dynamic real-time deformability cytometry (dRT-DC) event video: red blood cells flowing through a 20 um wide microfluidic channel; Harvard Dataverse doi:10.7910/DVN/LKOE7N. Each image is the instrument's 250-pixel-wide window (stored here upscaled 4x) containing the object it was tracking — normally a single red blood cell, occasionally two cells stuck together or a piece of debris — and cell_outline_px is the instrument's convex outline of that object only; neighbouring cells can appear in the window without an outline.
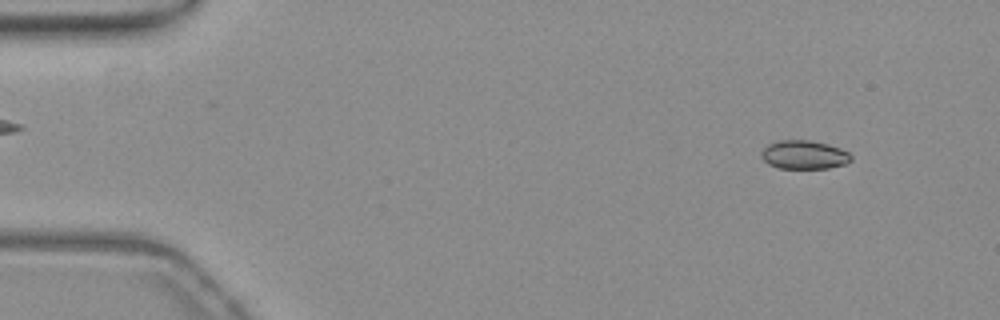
{"species": "common noctule bat (a hibernating species)", "species_latin": "Nyctalus noctula", "temperature_condition": "warm", "stored_images_in_passage": 54, "camera_frame_rate_fps": 3000, "um_per_image_px": 0.085, "animal": {"sex": "female", "body_mass_g": 19.3, "forearm_length_mm": 54.1}, "frame": {"image": 1, "passage_image": 5, "time_ms": 1.333, "image_size_px": [1000, 320], "cell_outline_px": [[852, 160], [844, 164], [828, 168], [780, 168], [768, 164], [760, 156], [760, 152], [768, 144], [776, 140], [808, 140], [828, 144], [840, 148], [848, 152], [852, 156]], "centroid_in_image_um": [68.33, 13.15], "position_along_channel_um": 16.7, "area_um2": 15.03}}
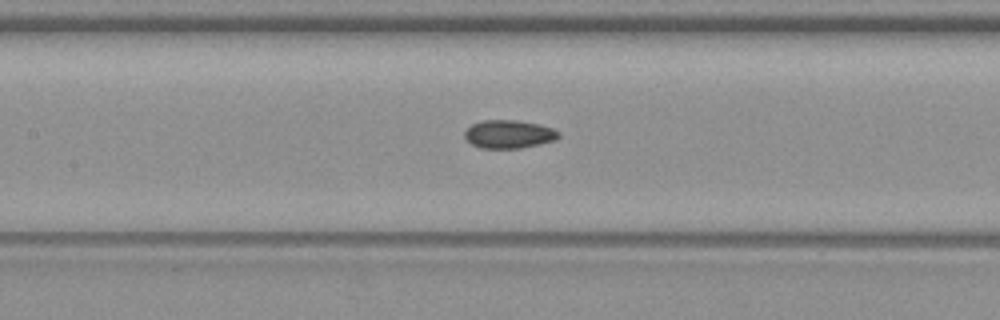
{"frame": {"image": 2, "passage_image": 25, "time_ms": 8.0, "image_size_px": [1000, 320], "cell_outline_px": [[560, 136], [556, 140], [540, 144], [520, 148], [480, 148], [472, 144], [464, 136], [464, 132], [472, 124], [484, 120], [516, 120], [540, 124], [552, 128], [560, 132]], "centroid_in_image_um": [43.28, 11.4], "position_along_channel_um": 164.1, "area_um2": 15.49}}
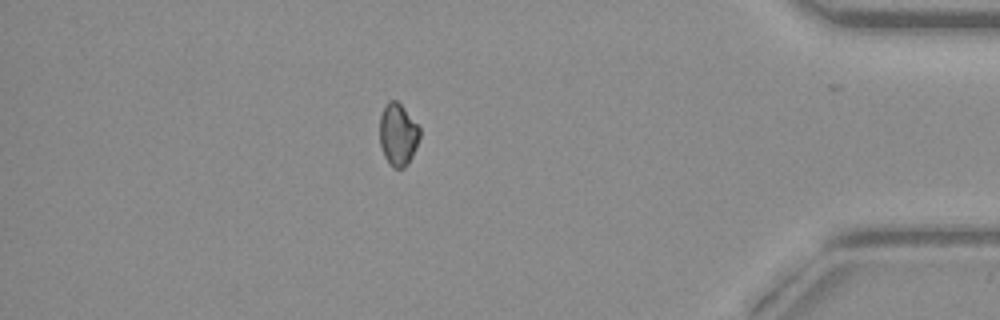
{"frame": {"image": 3, "passage_image": 47, "time_ms": 15.333, "image_size_px": [1000, 320], "cell_outline_px": [[420, 136], [412, 156], [408, 164], [404, 168], [392, 168], [384, 156], [380, 144], [380, 116], [388, 100], [396, 100], [404, 108], [420, 128]], "centroid_in_image_um": [33.82, 11.45], "position_along_channel_um": 401.4, "area_um2": 14.45}, "authors_computed_cell_mechanics": {"area_um2": 15.2303, "velocity_mm_per_s": 3.8071, "shape_relaxation_time_tau1_ms": null, "shape_relaxation_time_tau2_ms": 1.5685, "deformation_change_tau1": null, "deformation_change_tau2": 0.05}}